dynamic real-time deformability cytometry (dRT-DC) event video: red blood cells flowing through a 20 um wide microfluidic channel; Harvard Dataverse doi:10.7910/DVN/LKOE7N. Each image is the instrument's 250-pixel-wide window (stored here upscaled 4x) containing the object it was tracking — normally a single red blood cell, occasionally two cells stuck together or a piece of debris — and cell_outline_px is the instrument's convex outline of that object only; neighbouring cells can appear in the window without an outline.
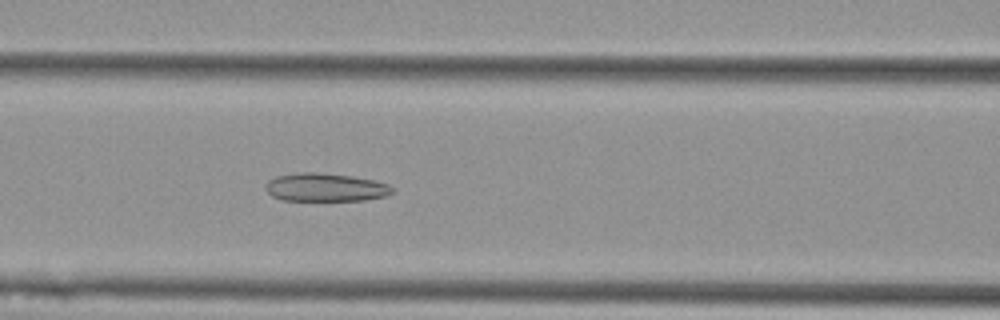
{"species": "Egyptian fruit bat (a non-hibernating species)", "species_latin": "Rousettus aegyptiacus", "temperature_condition": "cold", "stored_images_in_passage": 56, "camera_frame_rate_fps": 3000, "um_per_image_px": 0.085, "animal": {"sex": "female"}, "frame": {"image": 1, "passage_image": 24, "time_ms": 7.667, "image_size_px": [1000, 320], "cell_outline_px": [[396, 192], [384, 196], [364, 200], [280, 200], [272, 196], [264, 188], [268, 180], [276, 176], [296, 172], [316, 172], [352, 176], [372, 180], [388, 184], [396, 188]], "centroid_in_image_um": [27.66, 15.92], "position_along_channel_um": 138.9, "area_um2": 20.98}}
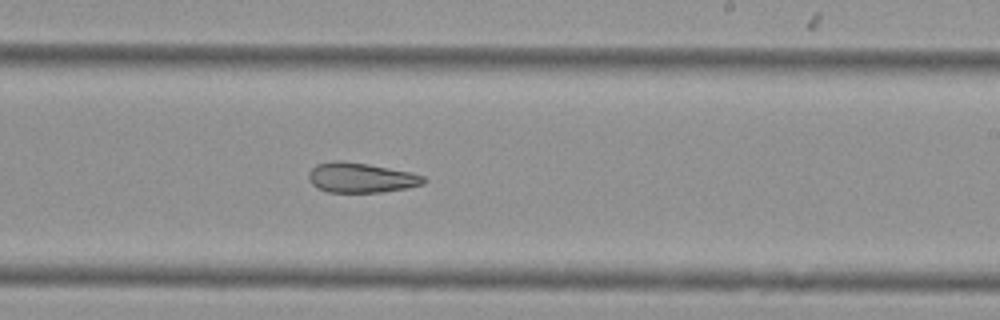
{"frame": {"image": 2, "passage_image": 34, "time_ms": 11.0, "image_size_px": [1000, 320], "cell_outline_px": [[428, 180], [424, 184], [408, 188], [380, 192], [328, 192], [316, 188], [308, 180], [308, 172], [316, 164], [332, 160], [344, 160], [368, 164], [408, 172], [424, 176]], "centroid_in_image_um": [30.64, 15.1], "position_along_channel_um": 258.4, "area_um2": 20.23}}
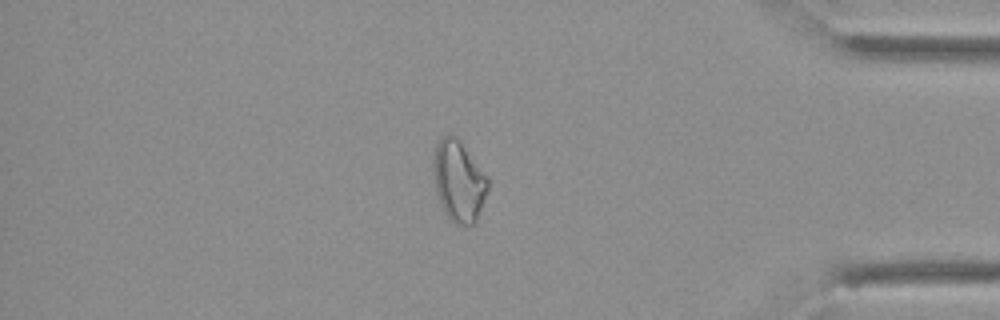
{"frame": {"image": 3, "passage_image": 48, "time_ms": 15.667, "image_size_px": [1000, 320], "cell_outline_px": [[488, 188], [476, 220], [472, 224], [456, 224], [448, 220], [436, 196], [432, 172], [432, 160], [436, 144], [448, 132], [456, 136], [460, 140], [488, 180]], "centroid_in_image_um": [38.92, 15.38], "position_along_channel_um": 396.3, "area_um2": 25.72}, "authors_computed_cell_mechanics": {"area_um2": 24.854, "velocity_mm_per_s": 3.5978, "shape_relaxation_time_tau1_ms": null, "shape_relaxation_time_tau2_ms": 4.9551, "deformation_change_tau1": null, "deformation_change_tau2": 0.1418}}